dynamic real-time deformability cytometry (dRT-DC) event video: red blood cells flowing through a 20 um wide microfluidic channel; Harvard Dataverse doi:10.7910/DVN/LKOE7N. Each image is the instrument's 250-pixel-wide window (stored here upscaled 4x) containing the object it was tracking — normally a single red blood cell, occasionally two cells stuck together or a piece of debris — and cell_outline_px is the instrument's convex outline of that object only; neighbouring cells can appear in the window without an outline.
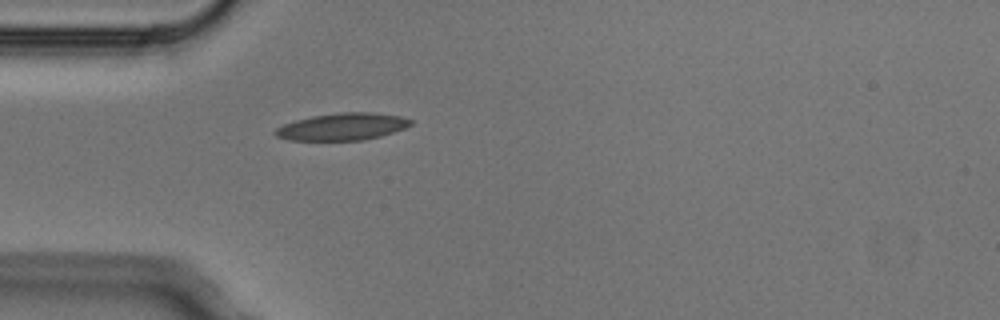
{"species": "Egyptian fruit bat (a non-hibernating species)", "species_latin": "Rousettus aegyptiacus", "temperature_condition": "cold", "stored_images_in_passage": 1, "camera_frame_rate_fps": 3000, "um_per_image_px": 0.085, "animal": {"sex": "male"}, "frame": {"image": 1, "passage_image": 1, "time_ms": 0.0, "image_size_px": [1000, 320], "cell_outline_px": [[412, 124], [404, 128], [380, 136], [360, 140], [288, 140], [276, 136], [272, 132], [276, 128], [284, 124], [296, 120], [312, 116], [340, 112], [372, 112], [400, 116], [412, 120]], "centroid_in_image_um": [29.07, 10.76], "position_along_channel_um": 55.9, "area_um2": 21.27}}